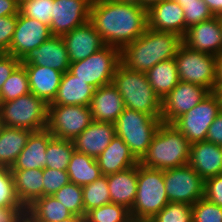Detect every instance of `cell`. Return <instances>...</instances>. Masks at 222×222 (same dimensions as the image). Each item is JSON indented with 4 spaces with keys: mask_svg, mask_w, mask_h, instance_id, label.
Listing matches in <instances>:
<instances>
[{
    "mask_svg": "<svg viewBox=\"0 0 222 222\" xmlns=\"http://www.w3.org/2000/svg\"><path fill=\"white\" fill-rule=\"evenodd\" d=\"M89 22L105 45L122 50L148 28L147 9L133 2L93 0Z\"/></svg>",
    "mask_w": 222,
    "mask_h": 222,
    "instance_id": "obj_1",
    "label": "cell"
},
{
    "mask_svg": "<svg viewBox=\"0 0 222 222\" xmlns=\"http://www.w3.org/2000/svg\"><path fill=\"white\" fill-rule=\"evenodd\" d=\"M182 43V37L176 33L147 28L121 50V63L128 69L146 73L157 63L175 58Z\"/></svg>",
    "mask_w": 222,
    "mask_h": 222,
    "instance_id": "obj_2",
    "label": "cell"
},
{
    "mask_svg": "<svg viewBox=\"0 0 222 222\" xmlns=\"http://www.w3.org/2000/svg\"><path fill=\"white\" fill-rule=\"evenodd\" d=\"M190 145L186 137L173 124L162 122L139 163L159 170L188 165Z\"/></svg>",
    "mask_w": 222,
    "mask_h": 222,
    "instance_id": "obj_3",
    "label": "cell"
},
{
    "mask_svg": "<svg viewBox=\"0 0 222 222\" xmlns=\"http://www.w3.org/2000/svg\"><path fill=\"white\" fill-rule=\"evenodd\" d=\"M112 84L122 96L125 107L161 117V100L149 84L146 73L128 69L120 63Z\"/></svg>",
    "mask_w": 222,
    "mask_h": 222,
    "instance_id": "obj_4",
    "label": "cell"
},
{
    "mask_svg": "<svg viewBox=\"0 0 222 222\" xmlns=\"http://www.w3.org/2000/svg\"><path fill=\"white\" fill-rule=\"evenodd\" d=\"M169 203L164 170L137 164V192L130 210L133 222H148Z\"/></svg>",
    "mask_w": 222,
    "mask_h": 222,
    "instance_id": "obj_5",
    "label": "cell"
},
{
    "mask_svg": "<svg viewBox=\"0 0 222 222\" xmlns=\"http://www.w3.org/2000/svg\"><path fill=\"white\" fill-rule=\"evenodd\" d=\"M161 123V117H152L125 107L114 125L116 135L129 146L131 153L140 161Z\"/></svg>",
    "mask_w": 222,
    "mask_h": 222,
    "instance_id": "obj_6",
    "label": "cell"
},
{
    "mask_svg": "<svg viewBox=\"0 0 222 222\" xmlns=\"http://www.w3.org/2000/svg\"><path fill=\"white\" fill-rule=\"evenodd\" d=\"M47 104L33 93L2 103L1 120L3 126L30 131L46 129Z\"/></svg>",
    "mask_w": 222,
    "mask_h": 222,
    "instance_id": "obj_7",
    "label": "cell"
},
{
    "mask_svg": "<svg viewBox=\"0 0 222 222\" xmlns=\"http://www.w3.org/2000/svg\"><path fill=\"white\" fill-rule=\"evenodd\" d=\"M121 63V50L105 45L86 59L73 62L69 71L95 89L112 83Z\"/></svg>",
    "mask_w": 222,
    "mask_h": 222,
    "instance_id": "obj_8",
    "label": "cell"
},
{
    "mask_svg": "<svg viewBox=\"0 0 222 222\" xmlns=\"http://www.w3.org/2000/svg\"><path fill=\"white\" fill-rule=\"evenodd\" d=\"M175 60L179 81L216 92V56L193 50L182 43Z\"/></svg>",
    "mask_w": 222,
    "mask_h": 222,
    "instance_id": "obj_9",
    "label": "cell"
},
{
    "mask_svg": "<svg viewBox=\"0 0 222 222\" xmlns=\"http://www.w3.org/2000/svg\"><path fill=\"white\" fill-rule=\"evenodd\" d=\"M222 112V102L217 92L208 96L172 124L186 137L190 144L206 141L208 129L216 116Z\"/></svg>",
    "mask_w": 222,
    "mask_h": 222,
    "instance_id": "obj_10",
    "label": "cell"
},
{
    "mask_svg": "<svg viewBox=\"0 0 222 222\" xmlns=\"http://www.w3.org/2000/svg\"><path fill=\"white\" fill-rule=\"evenodd\" d=\"M89 106L48 105L46 129L54 138L74 140L91 123Z\"/></svg>",
    "mask_w": 222,
    "mask_h": 222,
    "instance_id": "obj_11",
    "label": "cell"
},
{
    "mask_svg": "<svg viewBox=\"0 0 222 222\" xmlns=\"http://www.w3.org/2000/svg\"><path fill=\"white\" fill-rule=\"evenodd\" d=\"M164 183L169 202L192 206L204 198V180L189 165L164 170Z\"/></svg>",
    "mask_w": 222,
    "mask_h": 222,
    "instance_id": "obj_12",
    "label": "cell"
},
{
    "mask_svg": "<svg viewBox=\"0 0 222 222\" xmlns=\"http://www.w3.org/2000/svg\"><path fill=\"white\" fill-rule=\"evenodd\" d=\"M209 93L210 91L201 85L179 81L161 101V121L172 124L204 100Z\"/></svg>",
    "mask_w": 222,
    "mask_h": 222,
    "instance_id": "obj_13",
    "label": "cell"
},
{
    "mask_svg": "<svg viewBox=\"0 0 222 222\" xmlns=\"http://www.w3.org/2000/svg\"><path fill=\"white\" fill-rule=\"evenodd\" d=\"M92 2L93 0H54L50 24L52 36H63L87 23Z\"/></svg>",
    "mask_w": 222,
    "mask_h": 222,
    "instance_id": "obj_14",
    "label": "cell"
},
{
    "mask_svg": "<svg viewBox=\"0 0 222 222\" xmlns=\"http://www.w3.org/2000/svg\"><path fill=\"white\" fill-rule=\"evenodd\" d=\"M51 36L48 25L18 13L9 54L22 60L31 50L39 47Z\"/></svg>",
    "mask_w": 222,
    "mask_h": 222,
    "instance_id": "obj_15",
    "label": "cell"
},
{
    "mask_svg": "<svg viewBox=\"0 0 222 222\" xmlns=\"http://www.w3.org/2000/svg\"><path fill=\"white\" fill-rule=\"evenodd\" d=\"M182 41L193 50L213 56L220 55L222 53V26L219 16L187 28Z\"/></svg>",
    "mask_w": 222,
    "mask_h": 222,
    "instance_id": "obj_16",
    "label": "cell"
},
{
    "mask_svg": "<svg viewBox=\"0 0 222 222\" xmlns=\"http://www.w3.org/2000/svg\"><path fill=\"white\" fill-rule=\"evenodd\" d=\"M22 65H36L52 68L63 74L71 64L62 36H51L39 47L31 50L22 60Z\"/></svg>",
    "mask_w": 222,
    "mask_h": 222,
    "instance_id": "obj_17",
    "label": "cell"
},
{
    "mask_svg": "<svg viewBox=\"0 0 222 222\" xmlns=\"http://www.w3.org/2000/svg\"><path fill=\"white\" fill-rule=\"evenodd\" d=\"M182 7L173 0H163L147 9V27L173 32L183 37L187 31Z\"/></svg>",
    "mask_w": 222,
    "mask_h": 222,
    "instance_id": "obj_18",
    "label": "cell"
},
{
    "mask_svg": "<svg viewBox=\"0 0 222 222\" xmlns=\"http://www.w3.org/2000/svg\"><path fill=\"white\" fill-rule=\"evenodd\" d=\"M71 63L86 59L105 46L100 34L88 21L62 36Z\"/></svg>",
    "mask_w": 222,
    "mask_h": 222,
    "instance_id": "obj_19",
    "label": "cell"
},
{
    "mask_svg": "<svg viewBox=\"0 0 222 222\" xmlns=\"http://www.w3.org/2000/svg\"><path fill=\"white\" fill-rule=\"evenodd\" d=\"M188 165L205 181L222 174V147L208 141L190 145Z\"/></svg>",
    "mask_w": 222,
    "mask_h": 222,
    "instance_id": "obj_20",
    "label": "cell"
},
{
    "mask_svg": "<svg viewBox=\"0 0 222 222\" xmlns=\"http://www.w3.org/2000/svg\"><path fill=\"white\" fill-rule=\"evenodd\" d=\"M113 123L92 121L73 141L75 151L97 158L115 137Z\"/></svg>",
    "mask_w": 222,
    "mask_h": 222,
    "instance_id": "obj_21",
    "label": "cell"
},
{
    "mask_svg": "<svg viewBox=\"0 0 222 222\" xmlns=\"http://www.w3.org/2000/svg\"><path fill=\"white\" fill-rule=\"evenodd\" d=\"M89 107L94 121L113 124L125 109L123 98L112 83L95 89Z\"/></svg>",
    "mask_w": 222,
    "mask_h": 222,
    "instance_id": "obj_22",
    "label": "cell"
},
{
    "mask_svg": "<svg viewBox=\"0 0 222 222\" xmlns=\"http://www.w3.org/2000/svg\"><path fill=\"white\" fill-rule=\"evenodd\" d=\"M52 138L47 129L32 132L11 170L46 168V149Z\"/></svg>",
    "mask_w": 222,
    "mask_h": 222,
    "instance_id": "obj_23",
    "label": "cell"
},
{
    "mask_svg": "<svg viewBox=\"0 0 222 222\" xmlns=\"http://www.w3.org/2000/svg\"><path fill=\"white\" fill-rule=\"evenodd\" d=\"M27 71L30 92L47 105L55 99L63 73L48 67L23 65Z\"/></svg>",
    "mask_w": 222,
    "mask_h": 222,
    "instance_id": "obj_24",
    "label": "cell"
},
{
    "mask_svg": "<svg viewBox=\"0 0 222 222\" xmlns=\"http://www.w3.org/2000/svg\"><path fill=\"white\" fill-rule=\"evenodd\" d=\"M102 175H110L135 166L139 161L131 153L129 146L117 135L106 149L96 158Z\"/></svg>",
    "mask_w": 222,
    "mask_h": 222,
    "instance_id": "obj_25",
    "label": "cell"
},
{
    "mask_svg": "<svg viewBox=\"0 0 222 222\" xmlns=\"http://www.w3.org/2000/svg\"><path fill=\"white\" fill-rule=\"evenodd\" d=\"M95 88L74 76L69 70L61 78L57 95L48 105H83L89 106Z\"/></svg>",
    "mask_w": 222,
    "mask_h": 222,
    "instance_id": "obj_26",
    "label": "cell"
},
{
    "mask_svg": "<svg viewBox=\"0 0 222 222\" xmlns=\"http://www.w3.org/2000/svg\"><path fill=\"white\" fill-rule=\"evenodd\" d=\"M111 203L132 209L137 192V165L123 171L107 175Z\"/></svg>",
    "mask_w": 222,
    "mask_h": 222,
    "instance_id": "obj_27",
    "label": "cell"
},
{
    "mask_svg": "<svg viewBox=\"0 0 222 222\" xmlns=\"http://www.w3.org/2000/svg\"><path fill=\"white\" fill-rule=\"evenodd\" d=\"M15 193L22 206L27 208L43 196V169L11 170Z\"/></svg>",
    "mask_w": 222,
    "mask_h": 222,
    "instance_id": "obj_28",
    "label": "cell"
},
{
    "mask_svg": "<svg viewBox=\"0 0 222 222\" xmlns=\"http://www.w3.org/2000/svg\"><path fill=\"white\" fill-rule=\"evenodd\" d=\"M33 131L3 126L0 131V167L11 168Z\"/></svg>",
    "mask_w": 222,
    "mask_h": 222,
    "instance_id": "obj_29",
    "label": "cell"
},
{
    "mask_svg": "<svg viewBox=\"0 0 222 222\" xmlns=\"http://www.w3.org/2000/svg\"><path fill=\"white\" fill-rule=\"evenodd\" d=\"M72 215L54 195L42 196L26 208L27 222H59Z\"/></svg>",
    "mask_w": 222,
    "mask_h": 222,
    "instance_id": "obj_30",
    "label": "cell"
},
{
    "mask_svg": "<svg viewBox=\"0 0 222 222\" xmlns=\"http://www.w3.org/2000/svg\"><path fill=\"white\" fill-rule=\"evenodd\" d=\"M149 84L162 101L178 84L176 60L161 61L146 72Z\"/></svg>",
    "mask_w": 222,
    "mask_h": 222,
    "instance_id": "obj_31",
    "label": "cell"
},
{
    "mask_svg": "<svg viewBox=\"0 0 222 222\" xmlns=\"http://www.w3.org/2000/svg\"><path fill=\"white\" fill-rule=\"evenodd\" d=\"M67 173L71 183L81 187L102 176L96 158L74 151L68 163Z\"/></svg>",
    "mask_w": 222,
    "mask_h": 222,
    "instance_id": "obj_32",
    "label": "cell"
},
{
    "mask_svg": "<svg viewBox=\"0 0 222 222\" xmlns=\"http://www.w3.org/2000/svg\"><path fill=\"white\" fill-rule=\"evenodd\" d=\"M74 151L73 141L53 137L48 142L46 149V167L57 170H67L68 163Z\"/></svg>",
    "mask_w": 222,
    "mask_h": 222,
    "instance_id": "obj_33",
    "label": "cell"
},
{
    "mask_svg": "<svg viewBox=\"0 0 222 222\" xmlns=\"http://www.w3.org/2000/svg\"><path fill=\"white\" fill-rule=\"evenodd\" d=\"M84 216L88 211L111 203L107 176L102 175L94 182L82 187Z\"/></svg>",
    "mask_w": 222,
    "mask_h": 222,
    "instance_id": "obj_34",
    "label": "cell"
},
{
    "mask_svg": "<svg viewBox=\"0 0 222 222\" xmlns=\"http://www.w3.org/2000/svg\"><path fill=\"white\" fill-rule=\"evenodd\" d=\"M30 93L29 81L25 67L20 64L5 81L0 90L1 102L17 99Z\"/></svg>",
    "mask_w": 222,
    "mask_h": 222,
    "instance_id": "obj_35",
    "label": "cell"
},
{
    "mask_svg": "<svg viewBox=\"0 0 222 222\" xmlns=\"http://www.w3.org/2000/svg\"><path fill=\"white\" fill-rule=\"evenodd\" d=\"M85 217L86 222H133L130 210L115 203H108L91 209L86 213Z\"/></svg>",
    "mask_w": 222,
    "mask_h": 222,
    "instance_id": "obj_36",
    "label": "cell"
},
{
    "mask_svg": "<svg viewBox=\"0 0 222 222\" xmlns=\"http://www.w3.org/2000/svg\"><path fill=\"white\" fill-rule=\"evenodd\" d=\"M53 195L73 215L84 216L83 192L81 186L70 182L69 184L61 187Z\"/></svg>",
    "mask_w": 222,
    "mask_h": 222,
    "instance_id": "obj_37",
    "label": "cell"
},
{
    "mask_svg": "<svg viewBox=\"0 0 222 222\" xmlns=\"http://www.w3.org/2000/svg\"><path fill=\"white\" fill-rule=\"evenodd\" d=\"M183 9L185 24L190 26L207 21L214 17L213 13L203 0H173Z\"/></svg>",
    "mask_w": 222,
    "mask_h": 222,
    "instance_id": "obj_38",
    "label": "cell"
},
{
    "mask_svg": "<svg viewBox=\"0 0 222 222\" xmlns=\"http://www.w3.org/2000/svg\"><path fill=\"white\" fill-rule=\"evenodd\" d=\"M148 222H193L192 206L186 203L169 202Z\"/></svg>",
    "mask_w": 222,
    "mask_h": 222,
    "instance_id": "obj_39",
    "label": "cell"
},
{
    "mask_svg": "<svg viewBox=\"0 0 222 222\" xmlns=\"http://www.w3.org/2000/svg\"><path fill=\"white\" fill-rule=\"evenodd\" d=\"M54 0H24L20 2L19 13L41 21L50 27Z\"/></svg>",
    "mask_w": 222,
    "mask_h": 222,
    "instance_id": "obj_40",
    "label": "cell"
},
{
    "mask_svg": "<svg viewBox=\"0 0 222 222\" xmlns=\"http://www.w3.org/2000/svg\"><path fill=\"white\" fill-rule=\"evenodd\" d=\"M22 206L15 193L11 168L0 167V207Z\"/></svg>",
    "mask_w": 222,
    "mask_h": 222,
    "instance_id": "obj_41",
    "label": "cell"
},
{
    "mask_svg": "<svg viewBox=\"0 0 222 222\" xmlns=\"http://www.w3.org/2000/svg\"><path fill=\"white\" fill-rule=\"evenodd\" d=\"M193 222H222V208L205 198L192 205Z\"/></svg>",
    "mask_w": 222,
    "mask_h": 222,
    "instance_id": "obj_42",
    "label": "cell"
},
{
    "mask_svg": "<svg viewBox=\"0 0 222 222\" xmlns=\"http://www.w3.org/2000/svg\"><path fill=\"white\" fill-rule=\"evenodd\" d=\"M70 183L67 170L43 169V196L53 195L61 187Z\"/></svg>",
    "mask_w": 222,
    "mask_h": 222,
    "instance_id": "obj_43",
    "label": "cell"
},
{
    "mask_svg": "<svg viewBox=\"0 0 222 222\" xmlns=\"http://www.w3.org/2000/svg\"><path fill=\"white\" fill-rule=\"evenodd\" d=\"M18 15L0 17V53L9 54Z\"/></svg>",
    "mask_w": 222,
    "mask_h": 222,
    "instance_id": "obj_44",
    "label": "cell"
},
{
    "mask_svg": "<svg viewBox=\"0 0 222 222\" xmlns=\"http://www.w3.org/2000/svg\"><path fill=\"white\" fill-rule=\"evenodd\" d=\"M204 198L222 208V174L204 181Z\"/></svg>",
    "mask_w": 222,
    "mask_h": 222,
    "instance_id": "obj_45",
    "label": "cell"
},
{
    "mask_svg": "<svg viewBox=\"0 0 222 222\" xmlns=\"http://www.w3.org/2000/svg\"><path fill=\"white\" fill-rule=\"evenodd\" d=\"M21 64V60L7 53H0V90L5 81Z\"/></svg>",
    "mask_w": 222,
    "mask_h": 222,
    "instance_id": "obj_46",
    "label": "cell"
},
{
    "mask_svg": "<svg viewBox=\"0 0 222 222\" xmlns=\"http://www.w3.org/2000/svg\"><path fill=\"white\" fill-rule=\"evenodd\" d=\"M0 222H27L24 206L0 207Z\"/></svg>",
    "mask_w": 222,
    "mask_h": 222,
    "instance_id": "obj_47",
    "label": "cell"
},
{
    "mask_svg": "<svg viewBox=\"0 0 222 222\" xmlns=\"http://www.w3.org/2000/svg\"><path fill=\"white\" fill-rule=\"evenodd\" d=\"M206 141L222 145V112L219 113L208 129Z\"/></svg>",
    "mask_w": 222,
    "mask_h": 222,
    "instance_id": "obj_48",
    "label": "cell"
},
{
    "mask_svg": "<svg viewBox=\"0 0 222 222\" xmlns=\"http://www.w3.org/2000/svg\"><path fill=\"white\" fill-rule=\"evenodd\" d=\"M19 7L18 0H0V17L18 15Z\"/></svg>",
    "mask_w": 222,
    "mask_h": 222,
    "instance_id": "obj_49",
    "label": "cell"
},
{
    "mask_svg": "<svg viewBox=\"0 0 222 222\" xmlns=\"http://www.w3.org/2000/svg\"><path fill=\"white\" fill-rule=\"evenodd\" d=\"M222 87V53L216 56V92Z\"/></svg>",
    "mask_w": 222,
    "mask_h": 222,
    "instance_id": "obj_50",
    "label": "cell"
},
{
    "mask_svg": "<svg viewBox=\"0 0 222 222\" xmlns=\"http://www.w3.org/2000/svg\"><path fill=\"white\" fill-rule=\"evenodd\" d=\"M214 16L222 15V0H203Z\"/></svg>",
    "mask_w": 222,
    "mask_h": 222,
    "instance_id": "obj_51",
    "label": "cell"
},
{
    "mask_svg": "<svg viewBox=\"0 0 222 222\" xmlns=\"http://www.w3.org/2000/svg\"><path fill=\"white\" fill-rule=\"evenodd\" d=\"M59 222H86V217L80 216V215H72L62 221H59Z\"/></svg>",
    "mask_w": 222,
    "mask_h": 222,
    "instance_id": "obj_52",
    "label": "cell"
},
{
    "mask_svg": "<svg viewBox=\"0 0 222 222\" xmlns=\"http://www.w3.org/2000/svg\"><path fill=\"white\" fill-rule=\"evenodd\" d=\"M163 0H142V6L146 9H148L150 6L159 3Z\"/></svg>",
    "mask_w": 222,
    "mask_h": 222,
    "instance_id": "obj_53",
    "label": "cell"
},
{
    "mask_svg": "<svg viewBox=\"0 0 222 222\" xmlns=\"http://www.w3.org/2000/svg\"><path fill=\"white\" fill-rule=\"evenodd\" d=\"M119 1H123V2H133V3H137V4H141V5H142V0H119Z\"/></svg>",
    "mask_w": 222,
    "mask_h": 222,
    "instance_id": "obj_54",
    "label": "cell"
},
{
    "mask_svg": "<svg viewBox=\"0 0 222 222\" xmlns=\"http://www.w3.org/2000/svg\"><path fill=\"white\" fill-rule=\"evenodd\" d=\"M217 93L220 95L221 102H222V87L217 91Z\"/></svg>",
    "mask_w": 222,
    "mask_h": 222,
    "instance_id": "obj_55",
    "label": "cell"
},
{
    "mask_svg": "<svg viewBox=\"0 0 222 222\" xmlns=\"http://www.w3.org/2000/svg\"><path fill=\"white\" fill-rule=\"evenodd\" d=\"M2 127H3V123H2L1 115H0V131H1Z\"/></svg>",
    "mask_w": 222,
    "mask_h": 222,
    "instance_id": "obj_56",
    "label": "cell"
},
{
    "mask_svg": "<svg viewBox=\"0 0 222 222\" xmlns=\"http://www.w3.org/2000/svg\"><path fill=\"white\" fill-rule=\"evenodd\" d=\"M1 108H2V102H1V98H0V115H1Z\"/></svg>",
    "mask_w": 222,
    "mask_h": 222,
    "instance_id": "obj_57",
    "label": "cell"
},
{
    "mask_svg": "<svg viewBox=\"0 0 222 222\" xmlns=\"http://www.w3.org/2000/svg\"><path fill=\"white\" fill-rule=\"evenodd\" d=\"M219 19H220V23H221V26H222V15L219 16Z\"/></svg>",
    "mask_w": 222,
    "mask_h": 222,
    "instance_id": "obj_58",
    "label": "cell"
}]
</instances>
